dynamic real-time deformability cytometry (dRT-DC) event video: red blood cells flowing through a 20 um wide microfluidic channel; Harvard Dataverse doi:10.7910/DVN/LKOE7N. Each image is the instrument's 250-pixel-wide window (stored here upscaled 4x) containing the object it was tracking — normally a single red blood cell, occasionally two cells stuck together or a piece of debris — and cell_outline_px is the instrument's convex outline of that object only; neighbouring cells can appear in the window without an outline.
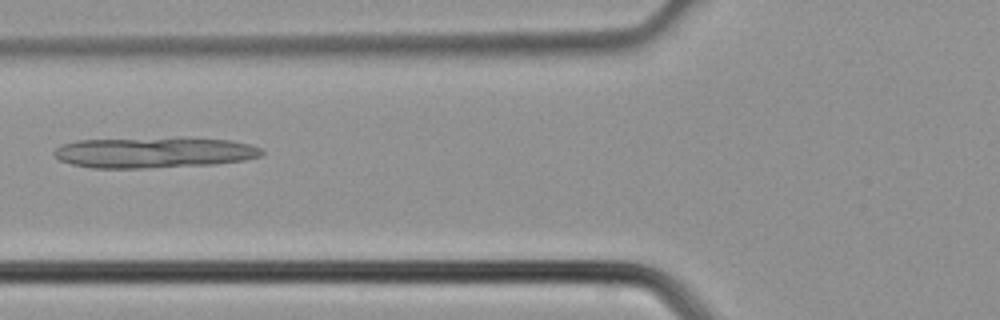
{"species": "common noctule bat (a hibernating species)", "species_latin": "Nyctalus noctula", "temperature_condition": "cold", "stored_images_in_passage": 4, "camera_frame_rate_fps": 3000, "um_per_image_px": 0.085, "animal": {"sex": "male", "body_mass_g": 21.5, "forearm_length_mm": 52.0}, "frame": {"image": 1, "passage_image": 4, "time_ms": 1.0, "image_size_px": [1000, 320], "cell_outline_px": [[264, 152], [260, 156], [244, 160], [212, 164], [144, 168], [92, 168], [72, 164], [60, 160], [52, 152], [56, 148], [64, 144], [76, 140], [180, 136], [184, 136], [232, 140], [248, 144], [260, 148]], "centroid_in_image_um": [13.1, 12.93], "position_along_channel_um": 112.7, "area_um2": 37.92}}